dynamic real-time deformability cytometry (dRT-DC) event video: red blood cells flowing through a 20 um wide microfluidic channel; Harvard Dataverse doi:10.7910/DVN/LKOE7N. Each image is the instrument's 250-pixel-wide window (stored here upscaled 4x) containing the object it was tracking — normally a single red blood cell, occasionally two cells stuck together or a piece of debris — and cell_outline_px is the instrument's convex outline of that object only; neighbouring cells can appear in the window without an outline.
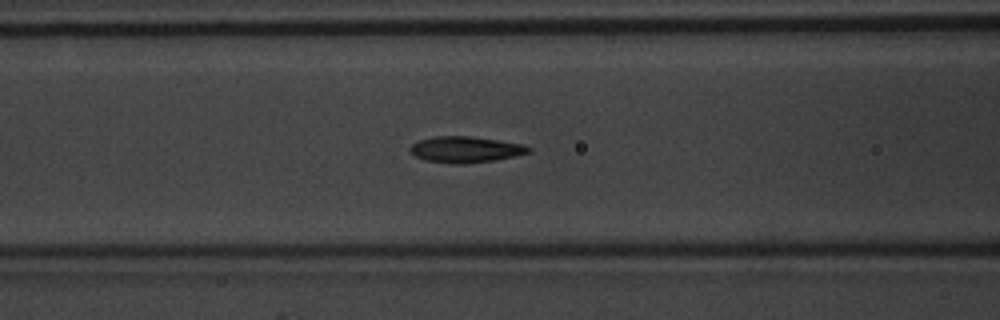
{"species": "common noctule bat (a hibernating species)", "species_latin": "Nyctalus noctula", "temperature_condition": "warm", "stored_images_in_passage": 50, "camera_frame_rate_fps": 3000, "um_per_image_px": 0.085, "animal": {"sex": "male", "body_mass_g": 20.1, "forearm_length_mm": 53.5}, "frame": {"image": 1, "passage_image": 21, "time_ms": 6.667, "image_size_px": [1000, 320], "cell_outline_px": [[532, 152], [516, 156], [496, 160], [464, 164], [452, 164], [424, 160], [408, 152], [408, 148], [412, 144], [420, 140], [432, 136], [472, 136], [524, 144], [532, 148]], "centroid_in_image_um": [39.58, 12.71], "position_along_channel_um": 127.0, "area_um2": 18.38}}
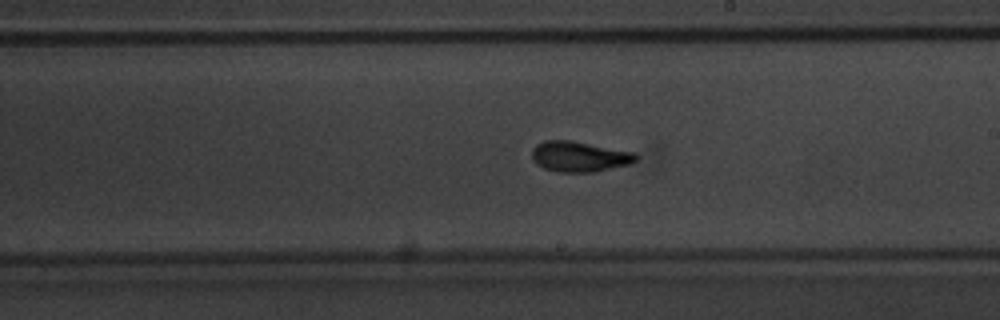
{"frame": {"image": 2, "passage_image": 29, "time_ms": 9.333, "image_size_px": [1000, 320], "cell_outline_px": [[640, 156], [632, 164], [596, 172], [556, 172], [544, 168], [536, 164], [532, 160], [532, 148], [536, 144], [544, 140], [572, 140], [636, 152]], "centroid_in_image_um": [49.28, 13.3], "position_along_channel_um": 239.7, "area_um2": 18.96}}
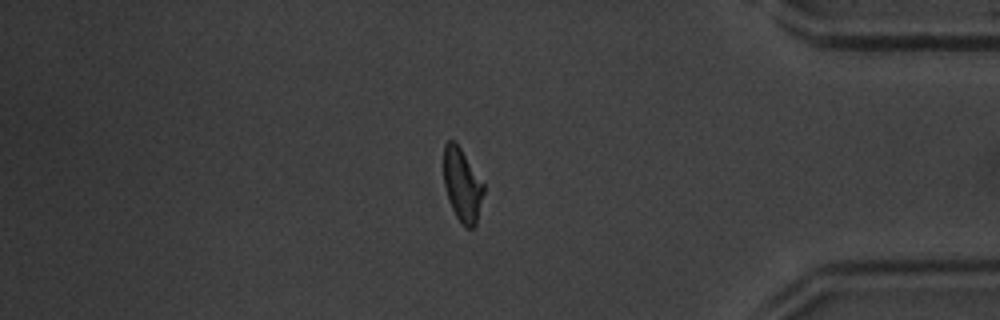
{"frame": {"image": 3, "passage_image": 42, "time_ms": 13.667, "image_size_px": [1000, 320], "cell_outline_px": [[484, 192], [476, 224], [472, 228], [464, 228], [456, 216], [452, 208], [444, 184], [444, 144], [448, 140], [456, 140], [484, 184]], "centroid_in_image_um": [39.29, 15.7], "position_along_channel_um": 395.9, "area_um2": 17.05}, "authors_computed_cell_mechanics": {"area_um2": 17.2244, "velocity_mm_per_s": 4.2278, "shape_relaxation_time_tau1_ms": 3.0429, "shape_relaxation_time_tau2_ms": 1.6182, "deformation_change_tau1": 0.1523, "deformation_change_tau2": 0.0732}}